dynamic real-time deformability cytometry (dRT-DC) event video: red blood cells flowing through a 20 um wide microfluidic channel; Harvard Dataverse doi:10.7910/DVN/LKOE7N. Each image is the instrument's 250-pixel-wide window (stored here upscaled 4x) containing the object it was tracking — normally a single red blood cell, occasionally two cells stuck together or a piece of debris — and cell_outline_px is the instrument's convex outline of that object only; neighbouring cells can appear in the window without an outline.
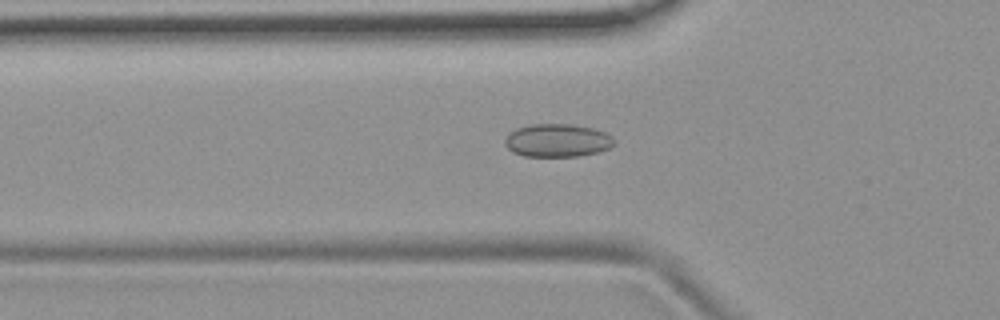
{"species": "common noctule bat (a hibernating species)", "species_latin": "Nyctalus noctula", "temperature_condition": "room temperature", "stored_images_in_passage": 52, "camera_frame_rate_fps": 3000, "um_per_image_px": 0.085, "animal": {"sex": "female", "body_mass_g": 19.9}, "frame": {"image": 1, "passage_image": 17, "time_ms": 5.333, "image_size_px": [1000, 320], "cell_outline_px": [[616, 144], [608, 148], [596, 152], [580, 156], [524, 156], [512, 152], [504, 144], [504, 140], [516, 128], [532, 124], [568, 124], [592, 128], [604, 132], [612, 136], [616, 140]], "centroid_in_image_um": [47.39, 11.94], "position_along_channel_um": 78.4, "area_um2": 20.98}}
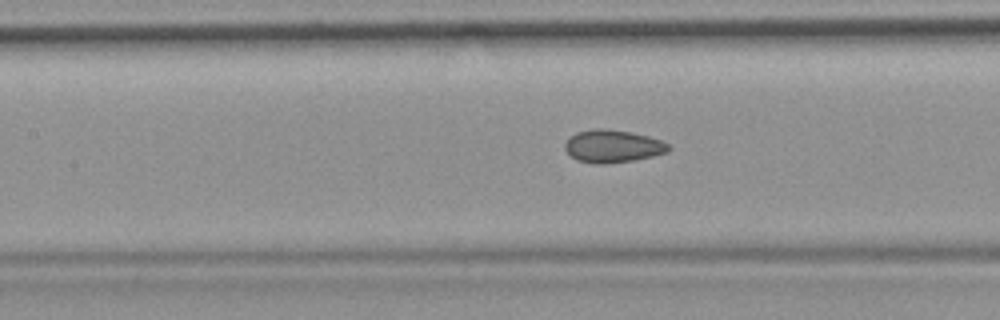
{"frame": {"image": 2, "passage_image": 23, "time_ms": 7.333, "image_size_px": [1000, 320], "cell_outline_px": [[672, 148], [668, 152], [636, 160], [604, 164], [592, 164], [576, 160], [564, 148], [564, 144], [576, 132], [596, 128], [604, 128], [632, 132], [648, 136], [660, 140], [668, 144]], "centroid_in_image_um": [52.09, 12.43], "position_along_channel_um": 155.3, "area_um2": 19.83}}
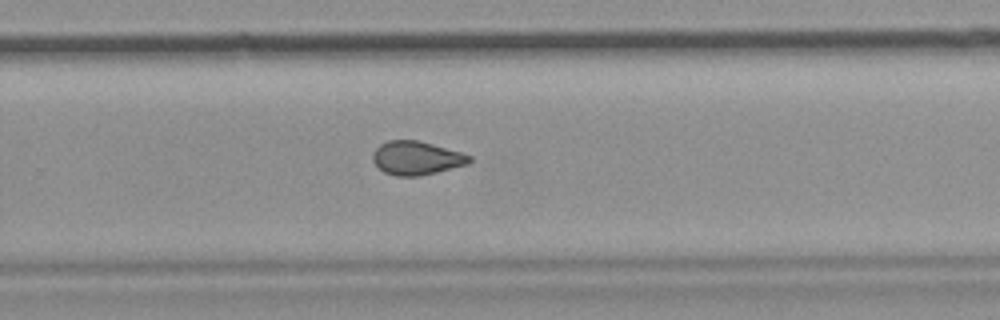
{"frame": {"image": 3, "passage_image": 34, "time_ms": 11.0, "image_size_px": [1000, 320], "cell_outline_px": [[472, 160], [468, 164], [420, 176], [396, 176], [384, 172], [372, 160], [372, 152], [380, 144], [388, 140], [416, 140], [432, 144], [460, 152], [472, 156]], "centroid_in_image_um": [35.38, 13.43], "position_along_channel_um": 294.4, "area_um2": 18.84}, "authors_computed_cell_mechanics": {"area_um2": 19.6231, "velocity_mm_per_s": 3.8126, "shape_relaxation_time_tau1_ms": null, "shape_relaxation_time_tau2_ms": 2.2699, "deformation_change_tau1": null, "deformation_change_tau2": 0.0593}}